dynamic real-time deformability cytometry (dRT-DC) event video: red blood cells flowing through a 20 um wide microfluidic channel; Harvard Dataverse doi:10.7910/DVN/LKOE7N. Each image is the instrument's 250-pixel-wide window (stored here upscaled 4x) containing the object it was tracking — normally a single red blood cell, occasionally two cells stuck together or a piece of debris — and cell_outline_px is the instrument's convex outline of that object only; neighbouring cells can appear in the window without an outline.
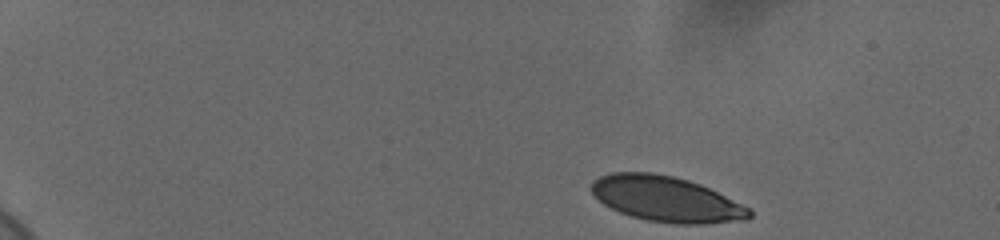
{"species": "human", "species_latin": "Homo sapiens", "temperature_condition": "cold", "stored_images_in_passage": 49, "camera_frame_rate_fps": 3000, "um_per_image_px": 0.085, "donor": {"sex": "female"}, "frame": {"image": 1, "passage_image": 1, "time_ms": 0.0, "image_size_px": [1000, 240], "cell_outline_px": [[752, 216], [748, 220], [704, 224], [676, 224], [648, 220], [632, 216], [620, 212], [604, 204], [592, 192], [592, 180], [600, 176], [612, 172], [652, 172], [672, 176], [688, 180], [700, 184], [752, 208]], "centroid_in_image_um": [56.68, 16.92], "position_along_channel_um": 28.3, "area_um2": 41.85}}
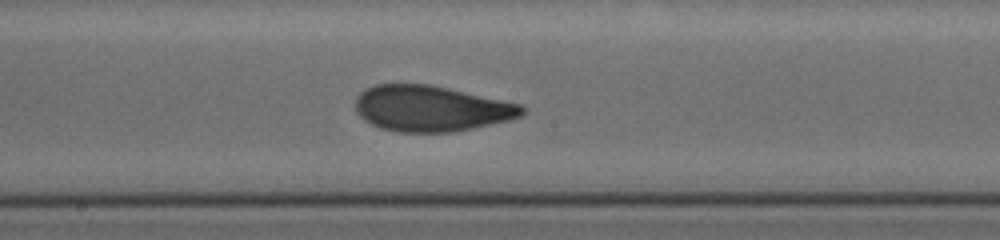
{"frame": {"image": 2, "passage_image": 26, "time_ms": 8.333, "image_size_px": [1000, 240], "cell_outline_px": [[528, 108], [520, 116], [508, 120], [472, 128], [452, 132], [400, 132], [380, 128], [364, 120], [356, 112], [356, 96], [360, 92], [376, 84], [428, 84], [448, 88], [524, 104]], "centroid_in_image_um": [36.66, 9.22], "position_along_channel_um": 211.5, "area_um2": 44.51}}
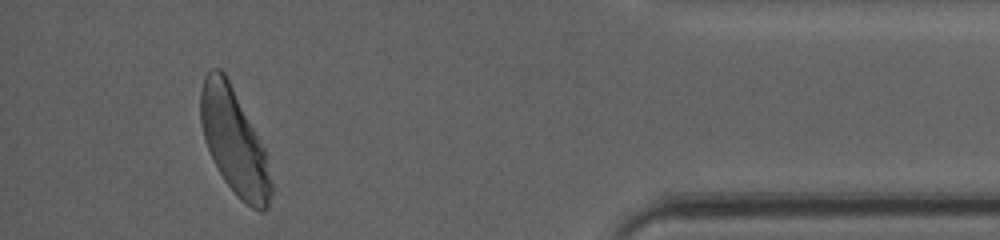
{"frame": {"image": 3, "passage_image": 46, "time_ms": 15.0, "image_size_px": [1000, 240], "cell_outline_px": [[272, 192], [268, 208], [264, 212], [260, 212], [252, 208], [240, 200], [236, 196], [224, 180], [208, 148], [204, 136], [200, 120], [200, 92], [204, 76], [212, 68], [220, 68], [228, 76], [264, 148], [272, 184]], "centroid_in_image_um": [19.91, 12.03], "position_along_channel_um": 415.3, "area_um2": 43.18}, "authors_computed_cell_mechanics": {"area_um2": 43.7546, "velocity_mm_per_s": 3.6434, "shape_relaxation_time_tau1_ms": 3.8051, "shape_relaxation_time_tau2_ms": 0.8755, "deformation_change_tau1": 0.1463, "deformation_change_tau2": 0.0455}}